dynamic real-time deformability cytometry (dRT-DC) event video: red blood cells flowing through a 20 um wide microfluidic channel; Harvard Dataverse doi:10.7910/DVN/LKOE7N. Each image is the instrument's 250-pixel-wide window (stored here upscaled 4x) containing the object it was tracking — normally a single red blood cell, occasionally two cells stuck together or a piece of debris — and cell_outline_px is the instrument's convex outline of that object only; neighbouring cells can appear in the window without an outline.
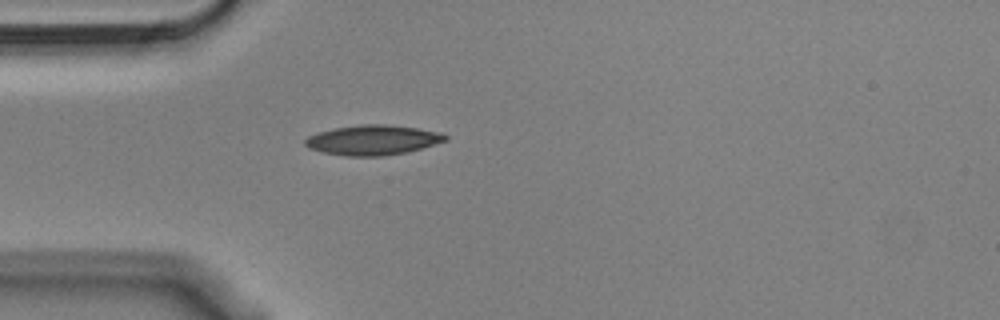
{"species": "Egyptian fruit bat (a non-hibernating species)", "species_latin": "Rousettus aegyptiacus", "temperature_condition": "cold", "stored_images_in_passage": 41, "camera_frame_rate_fps": 3000, "um_per_image_px": 0.085, "animal": {"sex": "male"}, "frame": {"image": 1, "passage_image": 1, "time_ms": 0.0, "image_size_px": [1000, 320], "cell_outline_px": [[448, 140], [408, 152], [380, 156], [348, 156], [324, 152], [308, 148], [304, 144], [304, 140], [308, 136], [320, 132], [336, 128], [360, 124], [384, 124], [416, 128], [440, 132], [448, 136]], "centroid_in_image_um": [31.7, 11.9], "position_along_channel_um": 53.3, "area_um2": 24.28}}
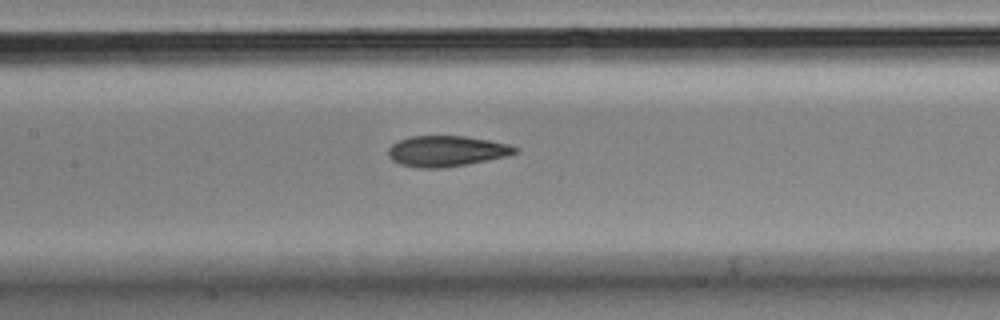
{"frame": {"image": 2, "passage_image": 11, "time_ms": 3.333, "image_size_px": [1000, 320], "cell_outline_px": [[520, 148], [516, 152], [504, 156], [464, 164], [440, 168], [420, 168], [400, 164], [392, 160], [388, 156], [388, 148], [392, 144], [400, 140], [412, 136], [464, 136], [488, 140], [508, 144]], "centroid_in_image_um": [37.9, 12.83], "position_along_channel_um": 169.5, "area_um2": 22.31}}
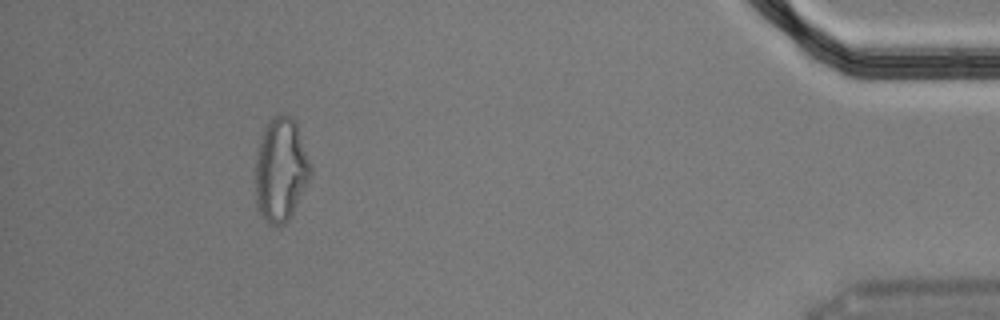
{"frame": {"image": 3, "passage_image": 36, "time_ms": 11.667, "image_size_px": [1000, 320], "cell_outline_px": [[312, 176], [292, 216], [284, 224], [276, 228], [268, 224], [264, 220], [256, 208], [256, 156], [260, 140], [272, 116], [280, 112], [292, 116], [296, 124], [312, 168]], "centroid_in_image_um": [23.88, 14.49], "position_along_channel_um": 411.3, "area_um2": 33.76}, "authors_computed_cell_mechanics": {"area_um2": 23.12, "velocity_mm_per_s": 3.6409, "shape_relaxation_time_tau1_ms": 4.3751, "shape_relaxation_time_tau2_ms": 2.8686, "deformation_change_tau1": 0.14, "deformation_change_tau2": 0.0921}}